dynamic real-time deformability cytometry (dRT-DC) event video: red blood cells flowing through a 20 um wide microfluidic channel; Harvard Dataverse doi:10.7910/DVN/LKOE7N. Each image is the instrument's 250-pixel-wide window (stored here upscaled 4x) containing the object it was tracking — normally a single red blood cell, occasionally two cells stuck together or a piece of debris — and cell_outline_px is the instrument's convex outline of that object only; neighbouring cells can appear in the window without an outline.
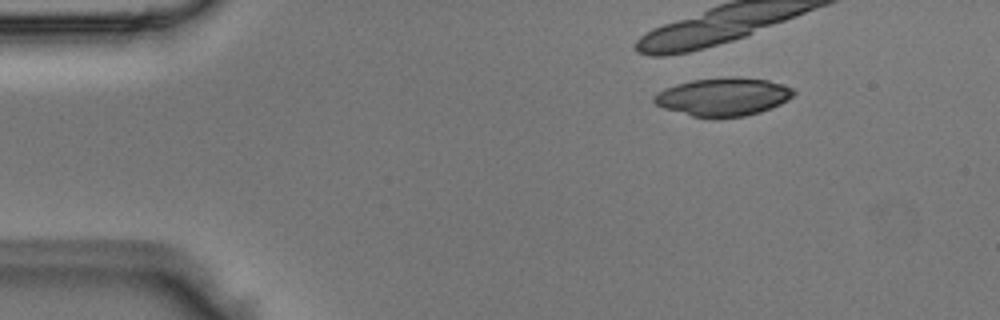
{"species": "Egyptian fruit bat (a non-hibernating species)", "species_latin": "Rousettus aegyptiacus", "temperature_condition": "room temperature", "stored_images_in_passage": 12, "camera_frame_rate_fps": 3000, "um_per_image_px": 0.085, "animal": {"sex": "male"}, "frame": {"image": 1, "passage_image": 1, "time_ms": 0.0, "image_size_px": [1000, 320], "cell_outline_px": [[796, 92], [788, 100], [780, 104], [760, 112], [744, 116], [692, 116], [664, 108], [656, 104], [652, 100], [652, 96], [656, 92], [664, 88], [676, 84], [692, 80], [768, 80], [784, 84], [792, 88]], "centroid_in_image_um": [61.44, 8.26], "position_along_channel_um": 23.6, "area_um2": 29.71}}